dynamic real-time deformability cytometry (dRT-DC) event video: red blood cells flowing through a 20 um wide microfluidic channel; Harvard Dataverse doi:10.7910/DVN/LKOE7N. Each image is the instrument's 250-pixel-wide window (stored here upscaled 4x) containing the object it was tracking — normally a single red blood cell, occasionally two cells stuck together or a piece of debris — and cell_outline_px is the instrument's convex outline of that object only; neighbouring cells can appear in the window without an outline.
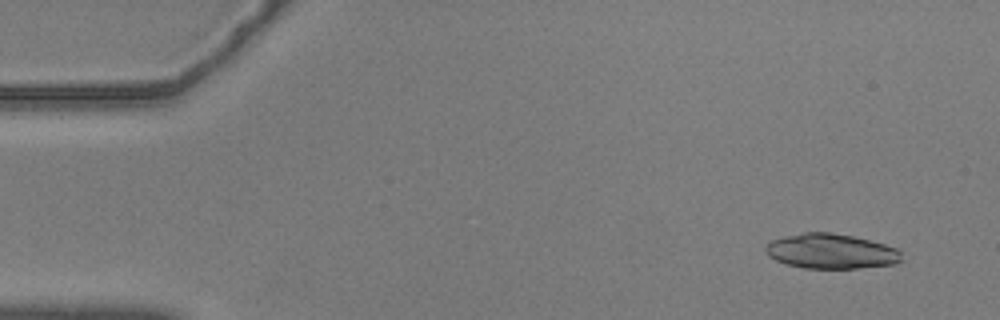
{"species": "common noctule bat (a hibernating species)", "species_latin": "Nyctalus noctula", "temperature_condition": "warm", "stored_images_in_passage": 56, "camera_frame_rate_fps": 3000, "um_per_image_px": 0.085, "animal": {"sex": "male", "body_mass_g": 20.5, "forearm_length_mm": 52.5}, "frame": {"image": 1, "passage_image": 4, "time_ms": 1.0, "image_size_px": [1000, 320], "cell_outline_px": [[900, 260], [896, 264], [856, 268], [804, 268], [784, 264], [768, 256], [764, 248], [772, 240], [784, 236], [804, 232], [832, 232], [852, 236], [884, 244], [896, 248], [900, 252]], "centroid_in_image_um": [70.59, 21.36], "position_along_channel_um": 14.4, "area_um2": 27.57}}